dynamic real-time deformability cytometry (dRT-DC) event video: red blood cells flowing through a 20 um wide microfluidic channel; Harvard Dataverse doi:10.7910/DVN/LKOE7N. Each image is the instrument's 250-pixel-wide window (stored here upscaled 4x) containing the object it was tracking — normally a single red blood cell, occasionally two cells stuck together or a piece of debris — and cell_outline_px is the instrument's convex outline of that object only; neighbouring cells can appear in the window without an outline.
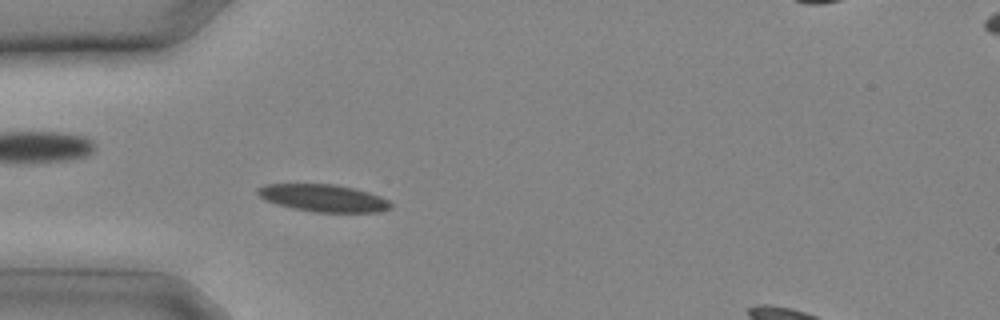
{"species": "common noctule bat (a hibernating species)", "species_latin": "Nyctalus noctula", "temperature_condition": "cold", "stored_images_in_passage": 17, "camera_frame_rate_fps": 3000, "um_per_image_px": 0.085, "animal": {"sex": "male", "body_mass_g": 20.4}, "frame": {"image": 1, "passage_image": 7, "time_ms": 2.0, "image_size_px": [1000, 320], "cell_outline_px": [[392, 208], [376, 212], [316, 212], [292, 208], [268, 200], [260, 196], [256, 192], [256, 188], [264, 184], [336, 184], [356, 188], [380, 196], [388, 200], [392, 204]], "centroid_in_image_um": [27.52, 16.82], "position_along_channel_um": 57.5, "area_um2": 21.1}}
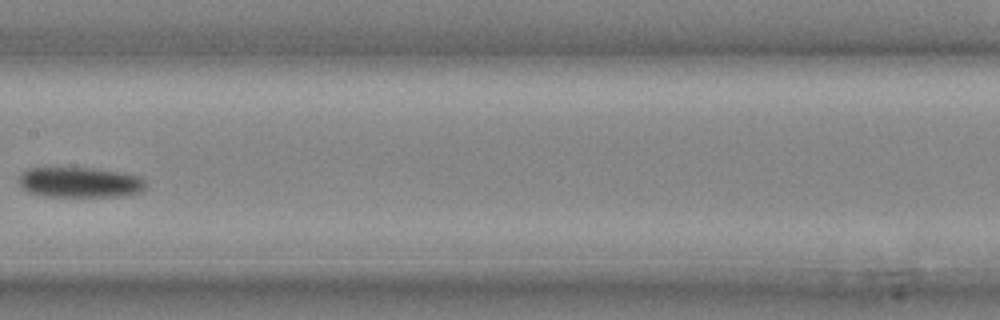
{"frame": {"image": 2, "passage_image": 13, "time_ms": 4.0, "image_size_px": [1000, 320], "cell_outline_px": [[148, 184], [140, 192], [120, 196], [44, 196], [32, 192], [24, 188], [20, 184], [20, 176], [28, 168], [96, 168], [120, 172], [136, 176], [144, 180]], "centroid_in_image_um": [6.83, 15.49], "position_along_channel_um": 200.6, "area_um2": 22.08}}
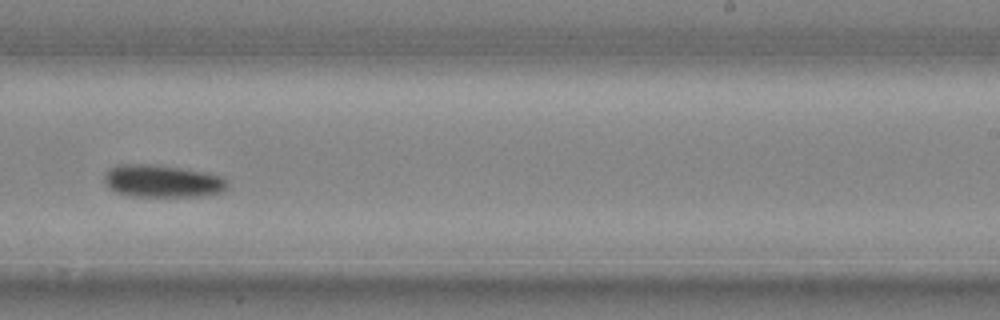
{"frame": {"image": 3, "passage_image": 16, "time_ms": 5.0, "image_size_px": [1000, 320], "cell_outline_px": [[228, 188], [220, 192], [196, 196], [136, 196], [116, 192], [108, 188], [104, 180], [104, 172], [108, 168], [116, 164], [156, 164], [208, 172], [224, 176], [228, 180]], "centroid_in_image_um": [13.8, 15.37], "position_along_channel_um": 275.2, "area_um2": 23.64}}